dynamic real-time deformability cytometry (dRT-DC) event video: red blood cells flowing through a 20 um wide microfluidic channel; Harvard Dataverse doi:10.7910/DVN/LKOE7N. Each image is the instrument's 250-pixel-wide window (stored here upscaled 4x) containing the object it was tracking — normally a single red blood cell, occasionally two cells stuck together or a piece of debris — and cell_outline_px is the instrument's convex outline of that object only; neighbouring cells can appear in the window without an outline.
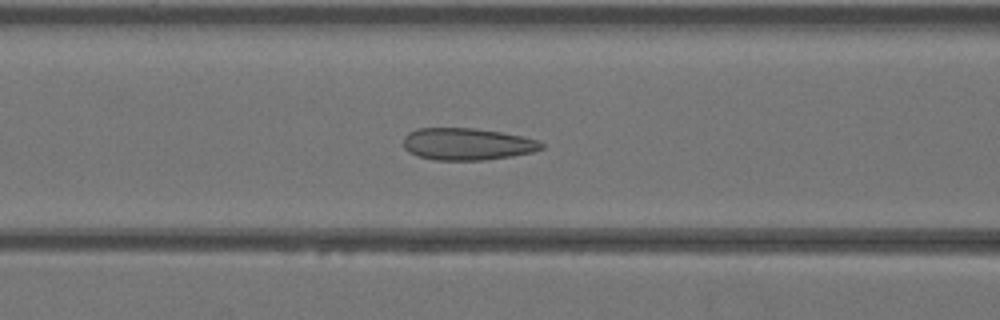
{"species": "Egyptian fruit bat (a non-hibernating species)", "species_latin": "Rousettus aegyptiacus", "temperature_condition": "warm", "stored_images_in_passage": 42, "camera_frame_rate_fps": 3000, "um_per_image_px": 0.085, "animal": {"sex": "female"}, "frame": {"image": 1, "passage_image": 17, "time_ms": 5.333, "image_size_px": [1000, 320], "cell_outline_px": [[544, 148], [532, 152], [512, 156], [484, 160], [436, 160], [420, 156], [408, 152], [404, 148], [404, 136], [408, 132], [416, 128], [476, 128], [500, 132], [540, 140], [544, 144]], "centroid_in_image_um": [39.71, 12.24], "position_along_channel_um": 126.9, "area_um2": 25.84}}
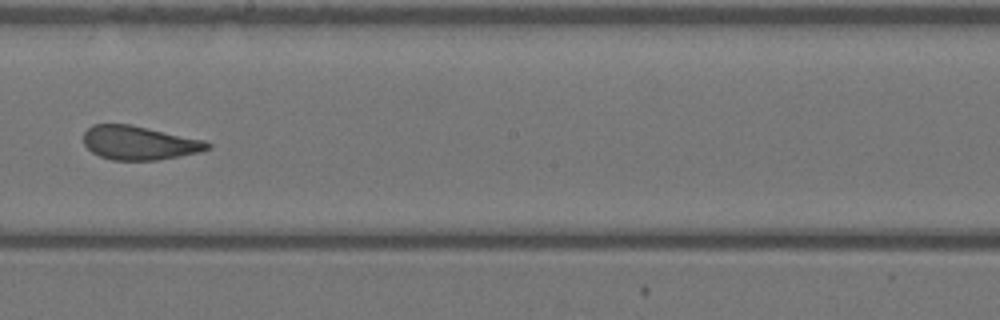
{"frame": {"image": 2, "passage_image": 24, "time_ms": 7.667, "image_size_px": [1000, 320], "cell_outline_px": [[212, 148], [200, 152], [156, 160], [112, 160], [100, 156], [92, 152], [84, 144], [84, 132], [92, 124], [128, 124], [204, 140], [212, 144]], "centroid_in_image_um": [11.83, 12.15], "position_along_channel_um": 236.4, "area_um2": 24.28}}
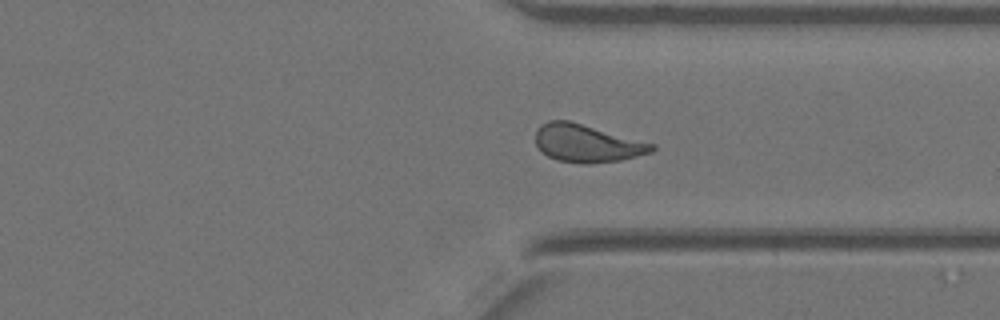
{"frame": {"image": 3, "passage_image": 32, "time_ms": 10.333, "image_size_px": [1000, 320], "cell_outline_px": [[656, 148], [652, 152], [620, 160], [592, 164], [584, 164], [556, 160], [548, 156], [536, 144], [536, 128], [540, 124], [548, 120], [568, 120], [656, 144]], "centroid_in_image_um": [49.89, 12.18], "position_along_channel_um": 361.5, "area_um2": 25.61}}